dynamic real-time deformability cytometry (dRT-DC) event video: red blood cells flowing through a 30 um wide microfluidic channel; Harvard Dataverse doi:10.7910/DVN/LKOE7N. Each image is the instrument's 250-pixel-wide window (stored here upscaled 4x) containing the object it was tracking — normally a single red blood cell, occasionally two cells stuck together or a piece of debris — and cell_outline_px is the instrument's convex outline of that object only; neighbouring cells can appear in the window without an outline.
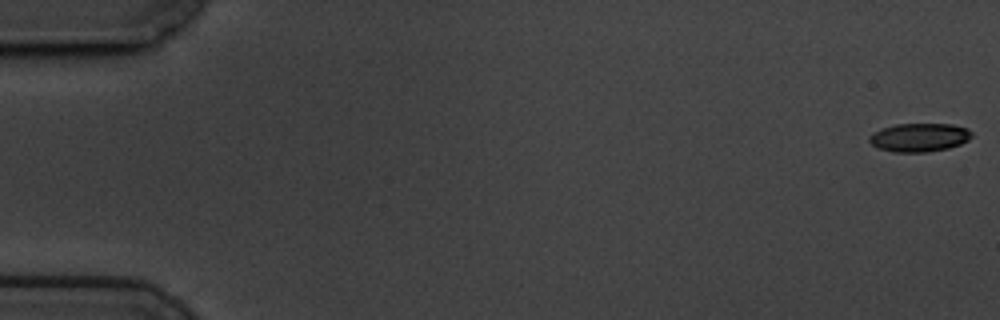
{"species": "common noctule bat (a hibernating species)", "species_latin": "Nyctalus noctula", "temperature_condition": "cold", "stored_images_in_passage": 59, "camera_frame_rate_fps": 3000, "um_per_image_px": 0.085, "animal": {"sex": "male", "body_mass_g": 19.5, "forearm_length_mm": 54.6}, "frame": {"image": 1, "passage_image": 1, "time_ms": 0.0, "image_size_px": [1000, 320], "cell_outline_px": [[972, 136], [968, 140], [960, 144], [948, 148], [928, 152], [892, 152], [876, 148], [868, 140], [868, 136], [880, 128], [896, 124], [952, 124], [968, 128], [972, 132]], "centroid_in_image_um": [78.12, 11.68], "position_along_channel_um": 6.9, "area_um2": 17.22}}
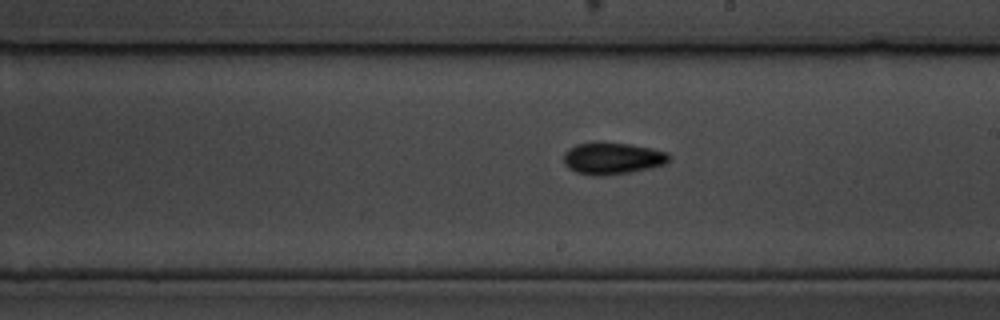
{"frame": {"image": 2, "passage_image": 34, "time_ms": 11.0, "image_size_px": [1000, 320], "cell_outline_px": [[672, 156], [664, 164], [652, 168], [632, 172], [604, 176], [592, 176], [576, 172], [568, 168], [564, 164], [564, 152], [568, 148], [576, 144], [632, 144], [652, 148], [668, 152]], "centroid_in_image_um": [52.08, 13.49], "position_along_channel_um": 236.9, "area_um2": 19.48}}
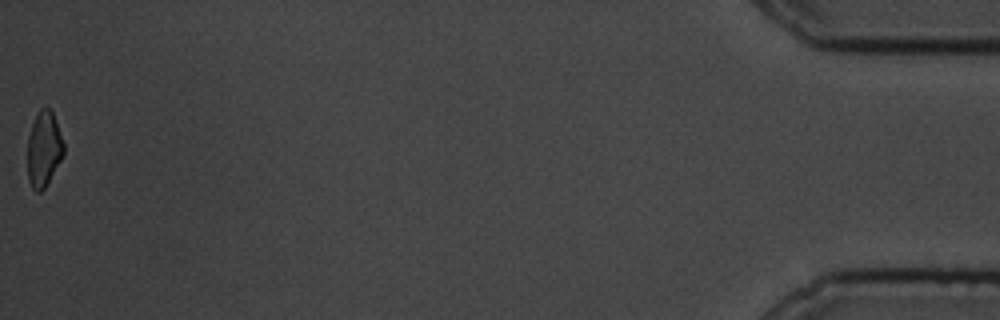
{"frame": {"image": 3, "passage_image": 59, "time_ms": 19.333, "image_size_px": [1000, 320], "cell_outline_px": [[64, 152], [60, 160], [44, 188], [40, 192], [36, 192], [32, 188], [28, 180], [28, 136], [32, 124], [40, 108], [48, 108], [52, 112], [64, 144]], "centroid_in_image_um": [3.71, 12.68], "position_along_channel_um": 431.5, "area_um2": 15.49}, "authors_computed_cell_mechanics": {"area_um2": 17.629, "velocity_mm_per_s": 3.4612, "shape_relaxation_time_tau1_ms": 4.4802, "shape_relaxation_time_tau2_ms": 3.8699, "deformation_change_tau1": 0.1299, "deformation_change_tau2": 0.107}}